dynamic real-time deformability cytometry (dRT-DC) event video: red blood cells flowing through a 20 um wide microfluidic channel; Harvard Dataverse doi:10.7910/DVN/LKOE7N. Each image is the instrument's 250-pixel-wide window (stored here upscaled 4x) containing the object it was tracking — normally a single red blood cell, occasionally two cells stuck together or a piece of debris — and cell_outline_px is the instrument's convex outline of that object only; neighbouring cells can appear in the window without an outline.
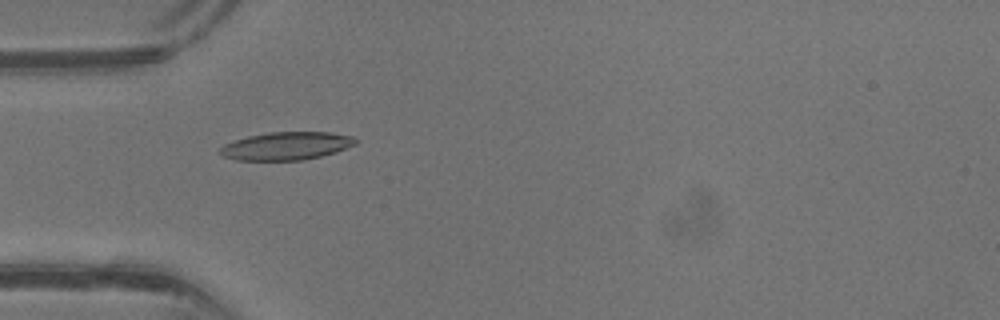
{"species": "common noctule bat (a hibernating species)", "species_latin": "Nyctalus noctula", "temperature_condition": "warm", "stored_images_in_passage": 42, "camera_frame_rate_fps": 3000, "um_per_image_px": 0.085, "animal": {"sex": "male", "body_mass_g": 13.3}, "frame": {"image": 1, "passage_image": 13, "time_ms": 4.0, "image_size_px": [1000, 320], "cell_outline_px": [[356, 144], [336, 152], [304, 160], [236, 160], [224, 156], [220, 152], [220, 148], [224, 144], [248, 136], [268, 132], [332, 132], [352, 136], [356, 140]], "centroid_in_image_um": [24.36, 12.4], "position_along_channel_um": 60.6, "area_um2": 21.96}}
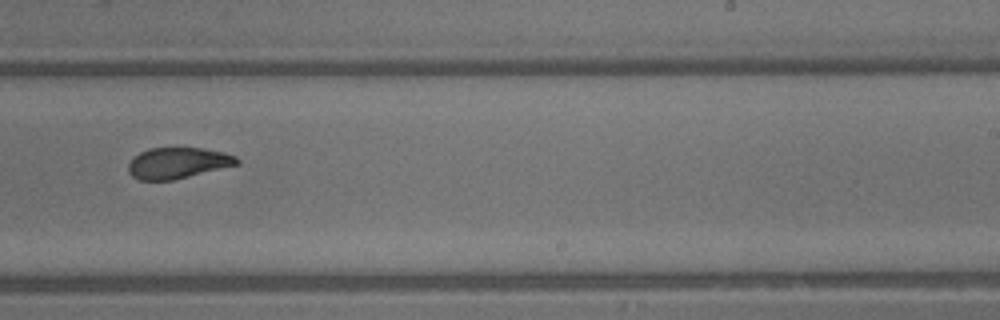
{"frame": {"image": 2, "passage_image": 26, "time_ms": 8.333, "image_size_px": [1000, 320], "cell_outline_px": [[240, 164], [172, 180], [140, 180], [132, 176], [128, 172], [128, 164], [140, 152], [148, 148], [200, 148], [224, 152], [236, 156], [240, 160]], "centroid_in_image_um": [15.13, 13.85], "position_along_channel_um": 273.9, "area_um2": 19.54}}
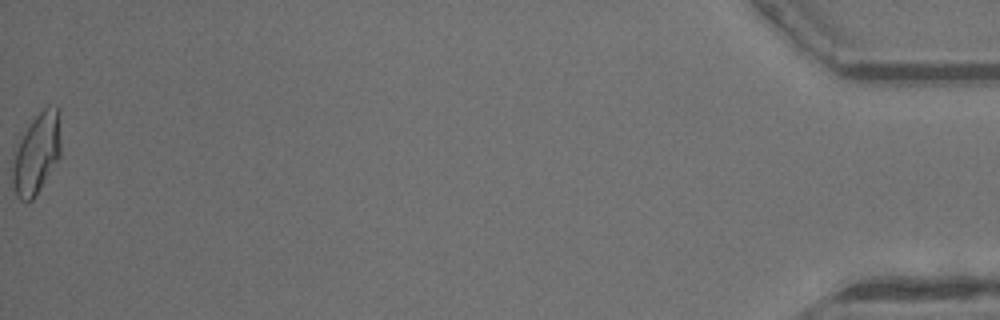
{"frame": {"image": 3, "passage_image": 42, "time_ms": 13.667, "image_size_px": [1000, 320], "cell_outline_px": [[60, 156], [32, 200], [28, 204], [20, 200], [16, 196], [12, 180], [12, 168], [20, 132], [48, 104], [56, 104], [60, 108]], "centroid_in_image_um": [3.11, 12.99], "position_along_channel_um": 432.1, "area_um2": 23.06}, "authors_computed_cell_mechanics": {"area_um2": 21.0103, "velocity_mm_per_s": 4.9774, "shape_relaxation_time_tau1_ms": 3.7787, "shape_relaxation_time_tau2_ms": 1.0519, "deformation_change_tau1": 0.1841, "deformation_change_tau2": 0.0767}}